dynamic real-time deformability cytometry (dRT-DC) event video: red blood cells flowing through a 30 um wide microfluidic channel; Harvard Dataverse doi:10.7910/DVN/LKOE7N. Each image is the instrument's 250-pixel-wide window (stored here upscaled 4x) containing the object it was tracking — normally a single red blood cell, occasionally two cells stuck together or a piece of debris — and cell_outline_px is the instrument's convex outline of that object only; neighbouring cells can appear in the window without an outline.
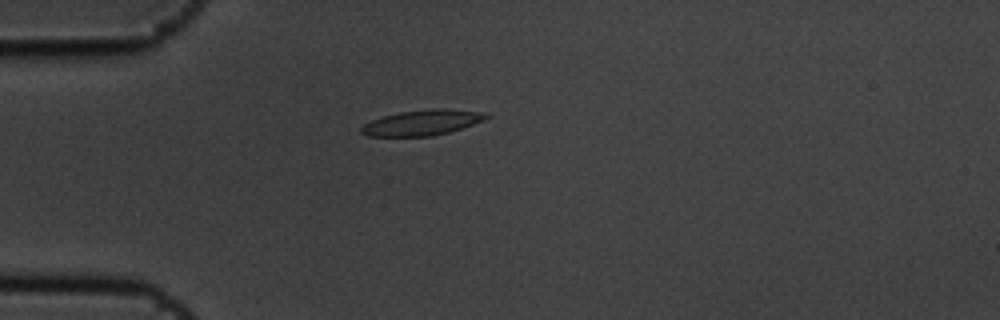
{"species": "common noctule bat (a hibernating species)", "species_latin": "Nyctalus noctula", "temperature_condition": "cold", "stored_images_in_passage": 1, "camera_frame_rate_fps": 3000, "um_per_image_px": 0.085, "animal": {"sex": "male", "body_mass_g": 19.5, "forearm_length_mm": 54.6}, "frame": {"image": 1, "passage_image": 1, "time_ms": 0.0, "image_size_px": [1000, 320], "cell_outline_px": [[492, 116], [484, 120], [448, 132], [432, 136], [368, 136], [360, 132], [360, 128], [364, 124], [372, 120], [384, 116], [400, 112], [436, 108], [444, 108], [480, 112]], "centroid_in_image_um": [35.86, 10.42], "position_along_channel_um": 49.1, "area_um2": 18.26}}